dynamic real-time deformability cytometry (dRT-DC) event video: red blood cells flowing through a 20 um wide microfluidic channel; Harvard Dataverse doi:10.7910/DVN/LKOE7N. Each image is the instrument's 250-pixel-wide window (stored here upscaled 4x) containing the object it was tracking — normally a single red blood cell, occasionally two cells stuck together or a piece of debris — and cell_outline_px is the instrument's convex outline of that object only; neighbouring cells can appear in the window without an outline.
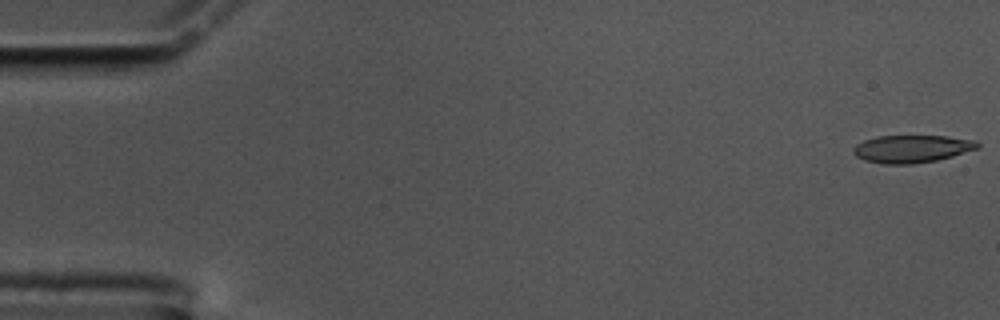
{"species": "common noctule bat (a hibernating species)", "species_latin": "Nyctalus noctula", "temperature_condition": "cold", "stored_images_in_passage": 58, "camera_frame_rate_fps": 3000, "um_per_image_px": 0.085, "animal": {"sex": "male", "body_mass_g": 17.5, "forearm_length_mm": 52.3}, "frame": {"image": 1, "passage_image": 1, "time_ms": 0.0, "image_size_px": [1000, 320], "cell_outline_px": [[980, 148], [952, 156], [936, 160], [912, 164], [884, 164], [864, 160], [856, 156], [852, 152], [852, 148], [856, 144], [864, 140], [876, 136], [948, 136], [976, 140], [980, 144]], "centroid_in_image_um": [77.5, 12.64], "position_along_channel_um": 7.5, "area_um2": 20.11}}
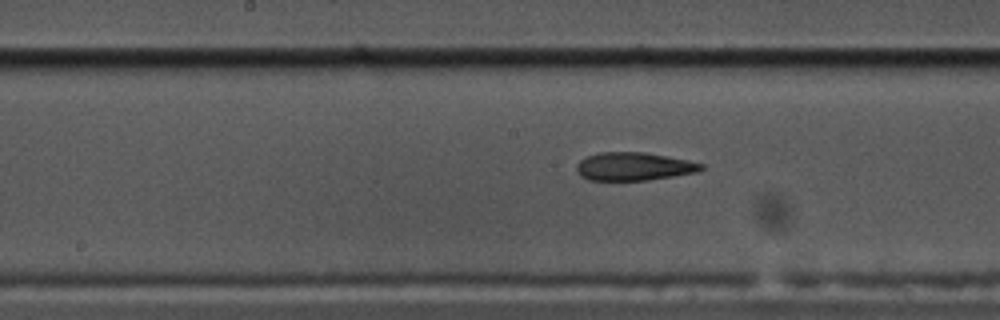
{"frame": {"image": 2, "passage_image": 29, "time_ms": 9.333, "image_size_px": [1000, 320], "cell_outline_px": [[704, 168], [696, 172], [648, 180], [588, 180], [580, 176], [576, 168], [576, 164], [580, 160], [588, 156], [600, 152], [644, 152], [688, 160], [704, 164]], "centroid_in_image_um": [53.85, 14.15], "position_along_channel_um": 194.3, "area_um2": 20.35}}
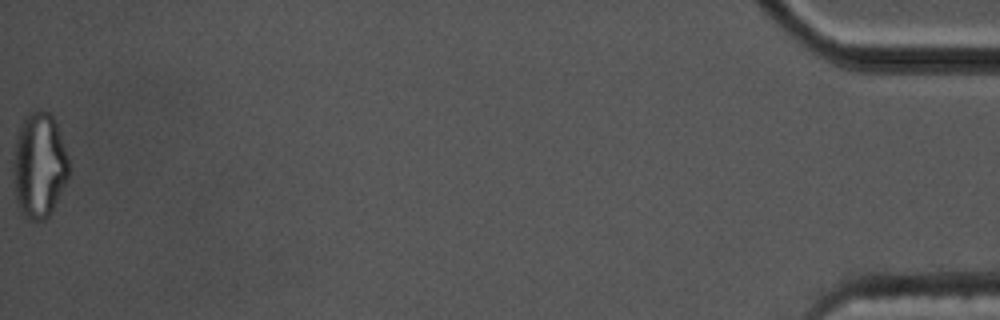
{"frame": {"image": 3, "passage_image": 58, "time_ms": 19.0, "image_size_px": [1000, 320], "cell_outline_px": [[68, 176], [52, 212], [44, 220], [28, 220], [20, 212], [16, 204], [12, 172], [12, 164], [16, 136], [24, 116], [28, 112], [36, 108], [40, 108], [48, 112], [52, 116], [56, 124], [64, 144], [68, 156]], "centroid_in_image_um": [3.29, 14.05], "position_along_channel_um": 431.9, "area_um2": 34.68}, "authors_computed_cell_mechanics": {"area_um2": 21.097, "velocity_mm_per_s": 3.4877, "shape_relaxation_time_tau1_ms": null, "shape_relaxation_time_tau2_ms": 3.9632, "deformation_change_tau1": null, "deformation_change_tau2": 0.1386}}